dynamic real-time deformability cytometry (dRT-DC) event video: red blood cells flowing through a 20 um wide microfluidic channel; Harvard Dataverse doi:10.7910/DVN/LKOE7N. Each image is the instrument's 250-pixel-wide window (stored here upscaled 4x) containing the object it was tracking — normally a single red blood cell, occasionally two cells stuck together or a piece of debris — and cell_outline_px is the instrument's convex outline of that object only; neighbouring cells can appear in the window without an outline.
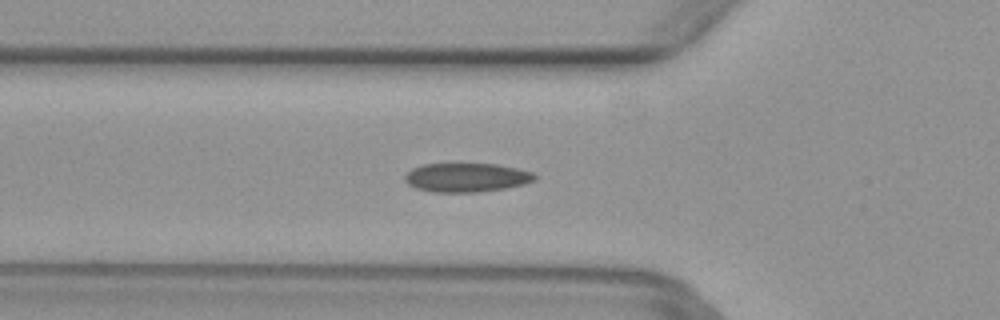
{"species": "common noctule bat (a hibernating species)", "species_latin": "Nyctalus noctula", "temperature_condition": "warm", "stored_images_in_passage": 42, "camera_frame_rate_fps": 3000, "um_per_image_px": 0.085, "animal": {"sex": "female", "body_mass_g": 29.2, "forearm_length_mm": 56.3}, "frame": {"image": 1, "passage_image": 13, "time_ms": 4.0, "image_size_px": [1000, 320], "cell_outline_px": [[536, 180], [524, 184], [504, 188], [480, 192], [432, 192], [416, 188], [408, 184], [404, 180], [404, 176], [412, 168], [424, 164], [496, 164], [516, 168], [532, 172], [536, 176]], "centroid_in_image_um": [39.64, 15.09], "position_along_channel_um": 86.2, "area_um2": 21.85}}
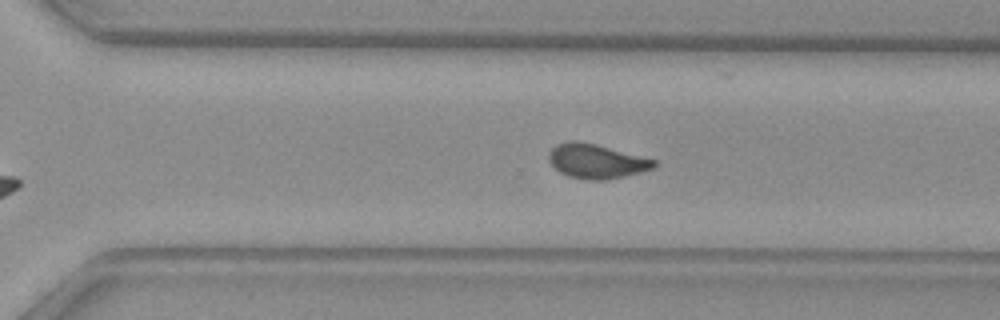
{"frame": {"image": 2, "passage_image": 30, "time_ms": 9.667, "image_size_px": [1000, 320], "cell_outline_px": [[656, 168], [624, 176], [604, 180], [588, 180], [568, 176], [560, 172], [548, 160], [548, 152], [556, 144], [568, 140], [572, 140], [596, 144], [656, 160]], "centroid_in_image_um": [50.67, 13.7], "position_along_channel_um": 319.9, "area_um2": 21.04}}